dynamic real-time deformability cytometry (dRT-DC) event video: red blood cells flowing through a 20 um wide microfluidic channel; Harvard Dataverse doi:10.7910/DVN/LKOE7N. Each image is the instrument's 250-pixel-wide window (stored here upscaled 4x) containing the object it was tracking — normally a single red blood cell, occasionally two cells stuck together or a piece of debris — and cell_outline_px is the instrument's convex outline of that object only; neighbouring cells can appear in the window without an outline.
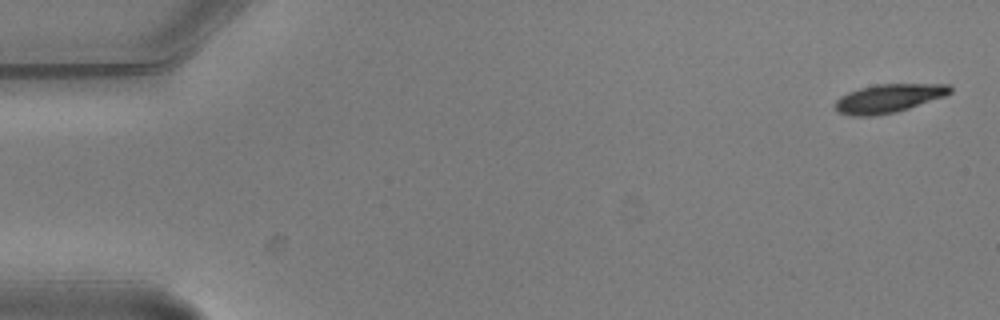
{"species": "common noctule bat (a hibernating species)", "species_latin": "Nyctalus noctula", "temperature_condition": "warm", "stored_images_in_passage": 5, "camera_frame_rate_fps": 3000, "um_per_image_px": 0.085, "animal": {"sex": "male", "body_mass_g": 20.5, "forearm_length_mm": 52.5}, "frame": {"image": 1, "passage_image": 1, "time_ms": 0.0, "image_size_px": [1000, 320], "cell_outline_px": [[952, 92], [944, 96], [896, 112], [872, 116], [852, 116], [836, 112], [836, 100], [840, 96], [848, 92], [860, 88], [876, 84], [948, 84], [952, 88]], "centroid_in_image_um": [75.5, 8.36], "position_along_channel_um": 9.5, "area_um2": 19.02}}
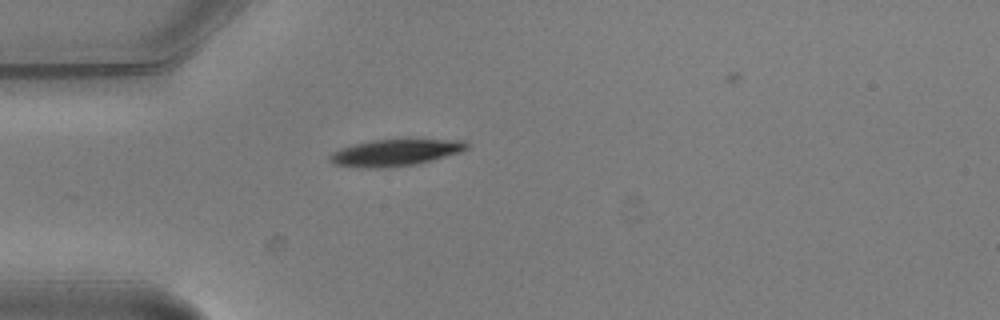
{"frame": {"image": 2, "passage_image": 5, "time_ms": 1.333, "image_size_px": [1000, 320], "cell_outline_px": [[468, 148], [460, 152], [432, 160], [416, 164], [388, 168], [364, 168], [336, 164], [328, 160], [328, 156], [332, 152], [340, 148], [372, 140], [464, 140], [468, 144]], "centroid_in_image_um": [33.57, 12.98], "position_along_channel_um": 51.4, "area_um2": 21.04}}